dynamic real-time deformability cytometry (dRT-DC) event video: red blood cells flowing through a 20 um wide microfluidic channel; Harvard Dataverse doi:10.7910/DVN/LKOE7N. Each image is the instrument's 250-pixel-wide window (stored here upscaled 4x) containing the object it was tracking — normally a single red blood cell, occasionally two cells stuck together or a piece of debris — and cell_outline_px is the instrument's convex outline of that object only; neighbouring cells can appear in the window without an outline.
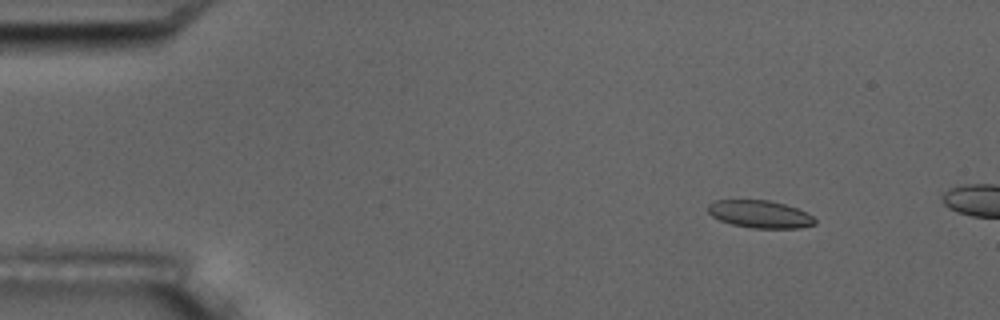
{"species": "common noctule bat (a hibernating species)", "species_latin": "Nyctalus noctula", "temperature_condition": "room temperature", "stored_images_in_passage": 4, "camera_frame_rate_fps": 3000, "um_per_image_px": 0.085, "animal": {"sex": "male", "body_mass_g": 17.5, "forearm_length_mm": 52.3}, "frame": {"image": 1, "passage_image": 2, "time_ms": 2.0, "image_size_px": [1000, 320], "cell_outline_px": [[816, 224], [800, 228], [752, 228], [732, 224], [720, 220], [712, 216], [708, 212], [708, 204], [716, 200], [768, 200], [784, 204], [808, 212], [816, 220]], "centroid_in_image_um": [64.61, 18.2], "position_along_channel_um": 20.4, "area_um2": 17.17}}